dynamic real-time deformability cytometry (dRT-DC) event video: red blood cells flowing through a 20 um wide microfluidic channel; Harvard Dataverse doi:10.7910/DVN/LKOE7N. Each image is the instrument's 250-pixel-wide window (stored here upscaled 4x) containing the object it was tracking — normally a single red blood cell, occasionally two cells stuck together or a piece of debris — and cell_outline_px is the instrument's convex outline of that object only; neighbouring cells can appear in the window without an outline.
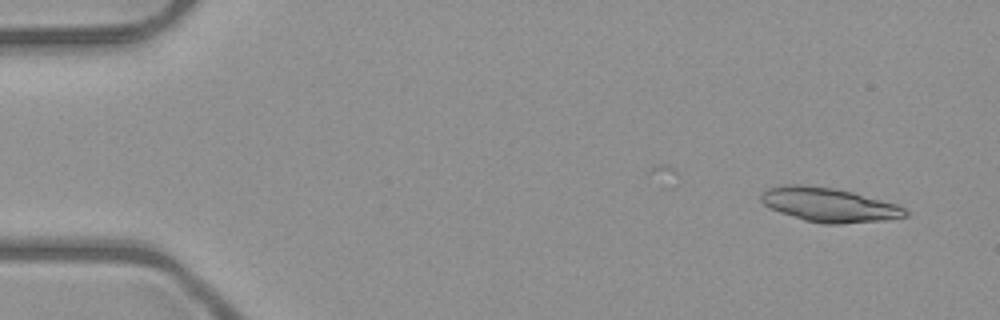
{"species": "common noctule bat (a hibernating species)", "species_latin": "Nyctalus noctula", "temperature_condition": "room temperature", "stored_images_in_passage": 16, "camera_frame_rate_fps": 3000, "um_per_image_px": 0.085, "animal": {"sex": "male", "body_mass_g": 23.1, "forearm_length_mm": 52.7}, "frame": {"image": 1, "passage_image": 3, "time_ms": 0.667, "image_size_px": [1000, 320], "cell_outline_px": [[908, 216], [888, 220], [840, 224], [824, 224], [804, 220], [780, 212], [764, 204], [760, 200], [760, 192], [764, 188], [780, 184], [804, 184], [832, 188], [852, 192], [896, 204], [904, 208], [908, 212]], "centroid_in_image_um": [70.42, 17.4], "position_along_channel_um": 14.6, "area_um2": 28.9}}